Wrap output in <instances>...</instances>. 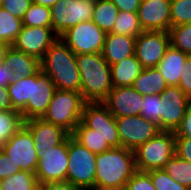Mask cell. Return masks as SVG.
Here are the masks:
<instances>
[{"label":"cell","mask_w":191,"mask_h":190,"mask_svg":"<svg viewBox=\"0 0 191 190\" xmlns=\"http://www.w3.org/2000/svg\"><path fill=\"white\" fill-rule=\"evenodd\" d=\"M58 38L52 27L23 26L12 47L41 61Z\"/></svg>","instance_id":"5bb4252c"},{"label":"cell","mask_w":191,"mask_h":190,"mask_svg":"<svg viewBox=\"0 0 191 190\" xmlns=\"http://www.w3.org/2000/svg\"><path fill=\"white\" fill-rule=\"evenodd\" d=\"M175 155L191 163V137L175 136Z\"/></svg>","instance_id":"60d3db41"},{"label":"cell","mask_w":191,"mask_h":190,"mask_svg":"<svg viewBox=\"0 0 191 190\" xmlns=\"http://www.w3.org/2000/svg\"><path fill=\"white\" fill-rule=\"evenodd\" d=\"M136 172L133 150L119 147L96 154L95 187L123 190L127 181Z\"/></svg>","instance_id":"6da1fadb"},{"label":"cell","mask_w":191,"mask_h":190,"mask_svg":"<svg viewBox=\"0 0 191 190\" xmlns=\"http://www.w3.org/2000/svg\"><path fill=\"white\" fill-rule=\"evenodd\" d=\"M39 182L35 173L19 171L0 181L1 190H38Z\"/></svg>","instance_id":"4dcf8cb0"},{"label":"cell","mask_w":191,"mask_h":190,"mask_svg":"<svg viewBox=\"0 0 191 190\" xmlns=\"http://www.w3.org/2000/svg\"><path fill=\"white\" fill-rule=\"evenodd\" d=\"M71 136L80 145L86 147L94 154H100L111 149L105 138H103L99 133H96V130L87 128L82 122L75 127Z\"/></svg>","instance_id":"d4e9b609"},{"label":"cell","mask_w":191,"mask_h":190,"mask_svg":"<svg viewBox=\"0 0 191 190\" xmlns=\"http://www.w3.org/2000/svg\"><path fill=\"white\" fill-rule=\"evenodd\" d=\"M161 96L158 94L146 95L143 97L140 115L156 123L161 130Z\"/></svg>","instance_id":"e575fe53"},{"label":"cell","mask_w":191,"mask_h":190,"mask_svg":"<svg viewBox=\"0 0 191 190\" xmlns=\"http://www.w3.org/2000/svg\"><path fill=\"white\" fill-rule=\"evenodd\" d=\"M81 122L87 127L96 130L111 148L121 147L115 116L102 102L86 103L84 105Z\"/></svg>","instance_id":"8fae6325"},{"label":"cell","mask_w":191,"mask_h":190,"mask_svg":"<svg viewBox=\"0 0 191 190\" xmlns=\"http://www.w3.org/2000/svg\"><path fill=\"white\" fill-rule=\"evenodd\" d=\"M163 170L177 183L191 190V163L174 155Z\"/></svg>","instance_id":"83f0119b"},{"label":"cell","mask_w":191,"mask_h":190,"mask_svg":"<svg viewBox=\"0 0 191 190\" xmlns=\"http://www.w3.org/2000/svg\"><path fill=\"white\" fill-rule=\"evenodd\" d=\"M81 78L80 93L87 103L102 102L113 89L111 66L102 53L76 55Z\"/></svg>","instance_id":"3957f363"},{"label":"cell","mask_w":191,"mask_h":190,"mask_svg":"<svg viewBox=\"0 0 191 190\" xmlns=\"http://www.w3.org/2000/svg\"><path fill=\"white\" fill-rule=\"evenodd\" d=\"M119 14L111 0H95L92 21L106 34L111 33Z\"/></svg>","instance_id":"484cf974"},{"label":"cell","mask_w":191,"mask_h":190,"mask_svg":"<svg viewBox=\"0 0 191 190\" xmlns=\"http://www.w3.org/2000/svg\"><path fill=\"white\" fill-rule=\"evenodd\" d=\"M56 87L48 75L40 69L32 76L31 97L20 111L24 121L42 118L47 111Z\"/></svg>","instance_id":"2e32d148"},{"label":"cell","mask_w":191,"mask_h":190,"mask_svg":"<svg viewBox=\"0 0 191 190\" xmlns=\"http://www.w3.org/2000/svg\"><path fill=\"white\" fill-rule=\"evenodd\" d=\"M23 125L24 120L19 111H0V146L6 143Z\"/></svg>","instance_id":"1f68e13d"},{"label":"cell","mask_w":191,"mask_h":190,"mask_svg":"<svg viewBox=\"0 0 191 190\" xmlns=\"http://www.w3.org/2000/svg\"><path fill=\"white\" fill-rule=\"evenodd\" d=\"M11 45L0 41V65L4 64L5 56Z\"/></svg>","instance_id":"c3c4849f"},{"label":"cell","mask_w":191,"mask_h":190,"mask_svg":"<svg viewBox=\"0 0 191 190\" xmlns=\"http://www.w3.org/2000/svg\"><path fill=\"white\" fill-rule=\"evenodd\" d=\"M31 4L32 0H4L0 7L22 19Z\"/></svg>","instance_id":"f35d334b"},{"label":"cell","mask_w":191,"mask_h":190,"mask_svg":"<svg viewBox=\"0 0 191 190\" xmlns=\"http://www.w3.org/2000/svg\"><path fill=\"white\" fill-rule=\"evenodd\" d=\"M14 81V73L5 64L0 65V86L7 87Z\"/></svg>","instance_id":"bcb514c9"},{"label":"cell","mask_w":191,"mask_h":190,"mask_svg":"<svg viewBox=\"0 0 191 190\" xmlns=\"http://www.w3.org/2000/svg\"><path fill=\"white\" fill-rule=\"evenodd\" d=\"M0 149L20 171L35 173L38 166L36 151L31 131L23 125Z\"/></svg>","instance_id":"9c48e42d"},{"label":"cell","mask_w":191,"mask_h":190,"mask_svg":"<svg viewBox=\"0 0 191 190\" xmlns=\"http://www.w3.org/2000/svg\"><path fill=\"white\" fill-rule=\"evenodd\" d=\"M60 38L76 55L102 53L106 33L91 20L69 28Z\"/></svg>","instance_id":"30bf717a"},{"label":"cell","mask_w":191,"mask_h":190,"mask_svg":"<svg viewBox=\"0 0 191 190\" xmlns=\"http://www.w3.org/2000/svg\"><path fill=\"white\" fill-rule=\"evenodd\" d=\"M115 121L121 139V147L133 151L161 131L156 123L141 115L115 117Z\"/></svg>","instance_id":"7c38bea8"},{"label":"cell","mask_w":191,"mask_h":190,"mask_svg":"<svg viewBox=\"0 0 191 190\" xmlns=\"http://www.w3.org/2000/svg\"><path fill=\"white\" fill-rule=\"evenodd\" d=\"M23 26L52 27L50 7L32 3L22 18Z\"/></svg>","instance_id":"d6a6232c"},{"label":"cell","mask_w":191,"mask_h":190,"mask_svg":"<svg viewBox=\"0 0 191 190\" xmlns=\"http://www.w3.org/2000/svg\"><path fill=\"white\" fill-rule=\"evenodd\" d=\"M41 70L56 89L80 92L81 78L76 54L59 37L40 61Z\"/></svg>","instance_id":"7a4b0ae2"},{"label":"cell","mask_w":191,"mask_h":190,"mask_svg":"<svg viewBox=\"0 0 191 190\" xmlns=\"http://www.w3.org/2000/svg\"><path fill=\"white\" fill-rule=\"evenodd\" d=\"M136 37L127 35L107 33L102 56L111 66L132 55H135Z\"/></svg>","instance_id":"ffe728a7"},{"label":"cell","mask_w":191,"mask_h":190,"mask_svg":"<svg viewBox=\"0 0 191 190\" xmlns=\"http://www.w3.org/2000/svg\"><path fill=\"white\" fill-rule=\"evenodd\" d=\"M171 27L191 23V0H170Z\"/></svg>","instance_id":"d590c367"},{"label":"cell","mask_w":191,"mask_h":190,"mask_svg":"<svg viewBox=\"0 0 191 190\" xmlns=\"http://www.w3.org/2000/svg\"><path fill=\"white\" fill-rule=\"evenodd\" d=\"M38 156L35 175L40 185L67 181L68 138L58 146L41 149Z\"/></svg>","instance_id":"ba28073f"},{"label":"cell","mask_w":191,"mask_h":190,"mask_svg":"<svg viewBox=\"0 0 191 190\" xmlns=\"http://www.w3.org/2000/svg\"><path fill=\"white\" fill-rule=\"evenodd\" d=\"M143 97L132 86L113 87L102 103L115 117L140 115Z\"/></svg>","instance_id":"ac0fdd59"},{"label":"cell","mask_w":191,"mask_h":190,"mask_svg":"<svg viewBox=\"0 0 191 190\" xmlns=\"http://www.w3.org/2000/svg\"><path fill=\"white\" fill-rule=\"evenodd\" d=\"M7 88L13 109L20 112L31 97L32 76L14 80Z\"/></svg>","instance_id":"4316f807"},{"label":"cell","mask_w":191,"mask_h":190,"mask_svg":"<svg viewBox=\"0 0 191 190\" xmlns=\"http://www.w3.org/2000/svg\"><path fill=\"white\" fill-rule=\"evenodd\" d=\"M123 190H156L146 172L137 171L126 183Z\"/></svg>","instance_id":"74e56055"},{"label":"cell","mask_w":191,"mask_h":190,"mask_svg":"<svg viewBox=\"0 0 191 190\" xmlns=\"http://www.w3.org/2000/svg\"><path fill=\"white\" fill-rule=\"evenodd\" d=\"M170 44L191 56V23L173 26L169 30Z\"/></svg>","instance_id":"836d02e7"},{"label":"cell","mask_w":191,"mask_h":190,"mask_svg":"<svg viewBox=\"0 0 191 190\" xmlns=\"http://www.w3.org/2000/svg\"><path fill=\"white\" fill-rule=\"evenodd\" d=\"M134 152L137 171L149 172L163 169L168 160L175 155V133L160 131Z\"/></svg>","instance_id":"5b68a950"},{"label":"cell","mask_w":191,"mask_h":190,"mask_svg":"<svg viewBox=\"0 0 191 190\" xmlns=\"http://www.w3.org/2000/svg\"><path fill=\"white\" fill-rule=\"evenodd\" d=\"M67 182L81 189L95 186L96 154L68 137Z\"/></svg>","instance_id":"8992f818"},{"label":"cell","mask_w":191,"mask_h":190,"mask_svg":"<svg viewBox=\"0 0 191 190\" xmlns=\"http://www.w3.org/2000/svg\"><path fill=\"white\" fill-rule=\"evenodd\" d=\"M170 45L169 32L143 31L136 37L135 55L143 68L157 67Z\"/></svg>","instance_id":"4fadbf2b"},{"label":"cell","mask_w":191,"mask_h":190,"mask_svg":"<svg viewBox=\"0 0 191 190\" xmlns=\"http://www.w3.org/2000/svg\"><path fill=\"white\" fill-rule=\"evenodd\" d=\"M160 96L161 131L175 132L191 106V99L178 86H168Z\"/></svg>","instance_id":"9a60e30c"},{"label":"cell","mask_w":191,"mask_h":190,"mask_svg":"<svg viewBox=\"0 0 191 190\" xmlns=\"http://www.w3.org/2000/svg\"><path fill=\"white\" fill-rule=\"evenodd\" d=\"M23 27L22 19L0 7V41L12 46Z\"/></svg>","instance_id":"f1b7e54d"},{"label":"cell","mask_w":191,"mask_h":190,"mask_svg":"<svg viewBox=\"0 0 191 190\" xmlns=\"http://www.w3.org/2000/svg\"><path fill=\"white\" fill-rule=\"evenodd\" d=\"M180 72L178 87L191 99V56L187 58L186 63L182 66Z\"/></svg>","instance_id":"ab89813d"},{"label":"cell","mask_w":191,"mask_h":190,"mask_svg":"<svg viewBox=\"0 0 191 190\" xmlns=\"http://www.w3.org/2000/svg\"><path fill=\"white\" fill-rule=\"evenodd\" d=\"M86 103L80 92L56 89L42 119L71 134L81 122Z\"/></svg>","instance_id":"277c9868"},{"label":"cell","mask_w":191,"mask_h":190,"mask_svg":"<svg viewBox=\"0 0 191 190\" xmlns=\"http://www.w3.org/2000/svg\"><path fill=\"white\" fill-rule=\"evenodd\" d=\"M38 190H81L70 182H51L39 185Z\"/></svg>","instance_id":"ee69618b"},{"label":"cell","mask_w":191,"mask_h":190,"mask_svg":"<svg viewBox=\"0 0 191 190\" xmlns=\"http://www.w3.org/2000/svg\"><path fill=\"white\" fill-rule=\"evenodd\" d=\"M14 110L9 98L8 88L0 86V111Z\"/></svg>","instance_id":"7dc6e473"},{"label":"cell","mask_w":191,"mask_h":190,"mask_svg":"<svg viewBox=\"0 0 191 190\" xmlns=\"http://www.w3.org/2000/svg\"><path fill=\"white\" fill-rule=\"evenodd\" d=\"M95 0H58L51 8L54 32L60 37L80 22L91 21Z\"/></svg>","instance_id":"52a82bcc"},{"label":"cell","mask_w":191,"mask_h":190,"mask_svg":"<svg viewBox=\"0 0 191 190\" xmlns=\"http://www.w3.org/2000/svg\"><path fill=\"white\" fill-rule=\"evenodd\" d=\"M188 57L187 54L174 48L172 45L167 48L157 68L168 86H178L181 74L180 69H182Z\"/></svg>","instance_id":"7402d4cb"},{"label":"cell","mask_w":191,"mask_h":190,"mask_svg":"<svg viewBox=\"0 0 191 190\" xmlns=\"http://www.w3.org/2000/svg\"><path fill=\"white\" fill-rule=\"evenodd\" d=\"M119 11L137 12L140 0H111Z\"/></svg>","instance_id":"f6af8a7d"},{"label":"cell","mask_w":191,"mask_h":190,"mask_svg":"<svg viewBox=\"0 0 191 190\" xmlns=\"http://www.w3.org/2000/svg\"><path fill=\"white\" fill-rule=\"evenodd\" d=\"M144 68L136 55L111 65V80L113 87L132 86L135 79Z\"/></svg>","instance_id":"603a6c76"},{"label":"cell","mask_w":191,"mask_h":190,"mask_svg":"<svg viewBox=\"0 0 191 190\" xmlns=\"http://www.w3.org/2000/svg\"><path fill=\"white\" fill-rule=\"evenodd\" d=\"M146 173L150 176L156 190H189L173 180L163 169H155Z\"/></svg>","instance_id":"8d00e7d4"},{"label":"cell","mask_w":191,"mask_h":190,"mask_svg":"<svg viewBox=\"0 0 191 190\" xmlns=\"http://www.w3.org/2000/svg\"><path fill=\"white\" fill-rule=\"evenodd\" d=\"M143 31L137 12L119 11L111 33L138 37Z\"/></svg>","instance_id":"f546056e"},{"label":"cell","mask_w":191,"mask_h":190,"mask_svg":"<svg viewBox=\"0 0 191 190\" xmlns=\"http://www.w3.org/2000/svg\"><path fill=\"white\" fill-rule=\"evenodd\" d=\"M175 136L191 137V106L187 109L180 126L174 132Z\"/></svg>","instance_id":"7bdbcfd3"},{"label":"cell","mask_w":191,"mask_h":190,"mask_svg":"<svg viewBox=\"0 0 191 190\" xmlns=\"http://www.w3.org/2000/svg\"><path fill=\"white\" fill-rule=\"evenodd\" d=\"M137 14L144 31L169 32L171 28L170 0L141 1Z\"/></svg>","instance_id":"e0dca14e"},{"label":"cell","mask_w":191,"mask_h":190,"mask_svg":"<svg viewBox=\"0 0 191 190\" xmlns=\"http://www.w3.org/2000/svg\"><path fill=\"white\" fill-rule=\"evenodd\" d=\"M24 125L31 131L36 151L58 146L71 134L64 128L46 122L42 118L24 121Z\"/></svg>","instance_id":"d6986e66"},{"label":"cell","mask_w":191,"mask_h":190,"mask_svg":"<svg viewBox=\"0 0 191 190\" xmlns=\"http://www.w3.org/2000/svg\"><path fill=\"white\" fill-rule=\"evenodd\" d=\"M4 64L9 69H12L14 80H19L23 77H31L41 69L38 59L16 50L12 46H10L6 53Z\"/></svg>","instance_id":"44dd1931"},{"label":"cell","mask_w":191,"mask_h":190,"mask_svg":"<svg viewBox=\"0 0 191 190\" xmlns=\"http://www.w3.org/2000/svg\"><path fill=\"white\" fill-rule=\"evenodd\" d=\"M57 1L58 0H32V3L51 8Z\"/></svg>","instance_id":"681fc988"},{"label":"cell","mask_w":191,"mask_h":190,"mask_svg":"<svg viewBox=\"0 0 191 190\" xmlns=\"http://www.w3.org/2000/svg\"><path fill=\"white\" fill-rule=\"evenodd\" d=\"M81 190H108V189H102V188H98V187H87V188H83Z\"/></svg>","instance_id":"f907efd6"},{"label":"cell","mask_w":191,"mask_h":190,"mask_svg":"<svg viewBox=\"0 0 191 190\" xmlns=\"http://www.w3.org/2000/svg\"><path fill=\"white\" fill-rule=\"evenodd\" d=\"M12 160L0 149V181L19 172Z\"/></svg>","instance_id":"b9f144b4"},{"label":"cell","mask_w":191,"mask_h":190,"mask_svg":"<svg viewBox=\"0 0 191 190\" xmlns=\"http://www.w3.org/2000/svg\"><path fill=\"white\" fill-rule=\"evenodd\" d=\"M132 87L141 95H160L167 87V83L157 67L144 68L135 79Z\"/></svg>","instance_id":"cb8c5ba5"}]
</instances>
